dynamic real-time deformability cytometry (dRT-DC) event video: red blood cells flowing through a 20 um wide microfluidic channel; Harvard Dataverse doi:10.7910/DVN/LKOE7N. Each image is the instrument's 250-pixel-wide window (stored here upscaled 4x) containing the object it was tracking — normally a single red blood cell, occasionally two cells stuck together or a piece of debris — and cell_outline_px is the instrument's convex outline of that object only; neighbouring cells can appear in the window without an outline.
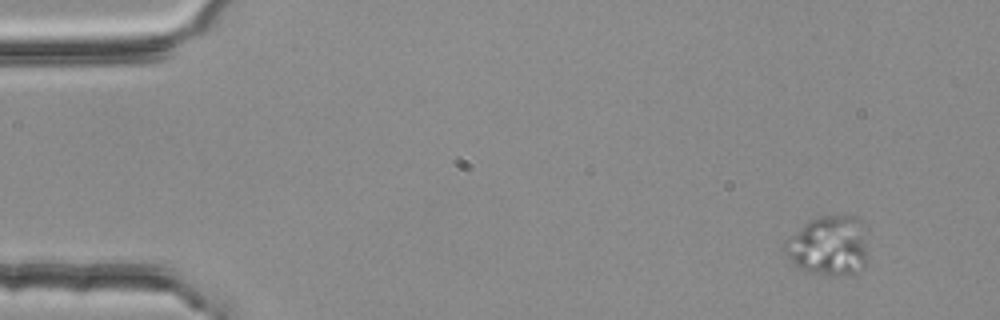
{"species": "common noctule bat (a hibernating species)", "species_latin": "Nyctalus noctula", "temperature_condition": "room temperature", "stored_images_in_passage": 3, "segment_of_instrument_passage": [1, 2], "camera_frame_rate_fps": 3000, "um_per_image_px": 0.085, "animal": {"sex": "female", "body_mass_g": 25.1}, "frame": {"image": 1, "passage_image": 1, "time_ms": 0.0, "image_size_px": [1000, 320], "cell_outline_px": [[868, 260], [864, 268], [848, 276], [832, 276], [812, 272], [800, 268], [784, 252], [784, 244], [792, 236], [812, 220], [820, 216], [852, 216], [860, 220], [868, 256]], "centroid_in_image_um": [70.5, 20.94], "position_along_channel_um": 14.5, "area_um2": 28.32}}